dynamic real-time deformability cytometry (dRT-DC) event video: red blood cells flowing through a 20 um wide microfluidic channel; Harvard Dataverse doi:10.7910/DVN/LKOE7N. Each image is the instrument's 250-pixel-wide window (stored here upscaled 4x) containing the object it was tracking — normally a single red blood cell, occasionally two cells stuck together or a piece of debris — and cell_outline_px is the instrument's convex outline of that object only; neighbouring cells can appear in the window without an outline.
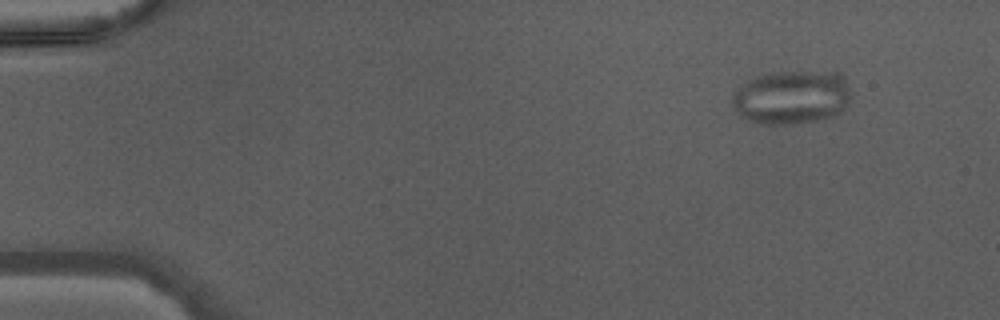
{"species": "Egyptian fruit bat (a non-hibernating species)", "species_latin": "Rousettus aegyptiacus", "temperature_condition": "warm", "stored_images_in_passage": 43, "camera_frame_rate_fps": 3000, "um_per_image_px": 0.085, "animal": {"sex": "male"}, "frame": {"image": 1, "passage_image": 2, "time_ms": 0.333, "image_size_px": [1000, 320], "cell_outline_px": [[852, 96], [848, 104], [844, 108], [832, 116], [816, 120], [792, 124], [756, 124], [740, 116], [732, 104], [732, 92], [748, 80], [760, 72], [812, 72], [836, 76], [844, 84]], "centroid_in_image_um": [67.15, 8.29], "position_along_channel_um": 17.8, "area_um2": 36.7}}
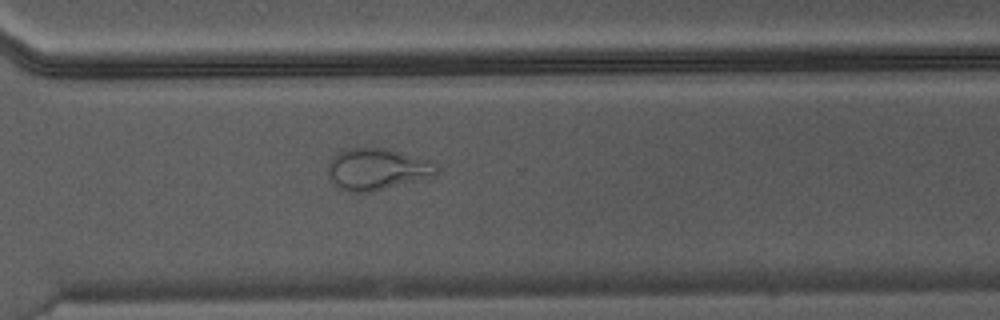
{"frame": {"image": 2, "passage_image": 31, "time_ms": 10.0, "image_size_px": [1000, 320], "cell_outline_px": [[440, 172], [436, 176], [372, 192], [348, 192], [340, 188], [328, 176], [328, 164], [332, 156], [336, 152], [348, 148], [384, 148], [436, 160], [440, 168]], "centroid_in_image_um": [32.13, 14.37], "position_along_channel_um": 338.5, "area_um2": 26.99}}
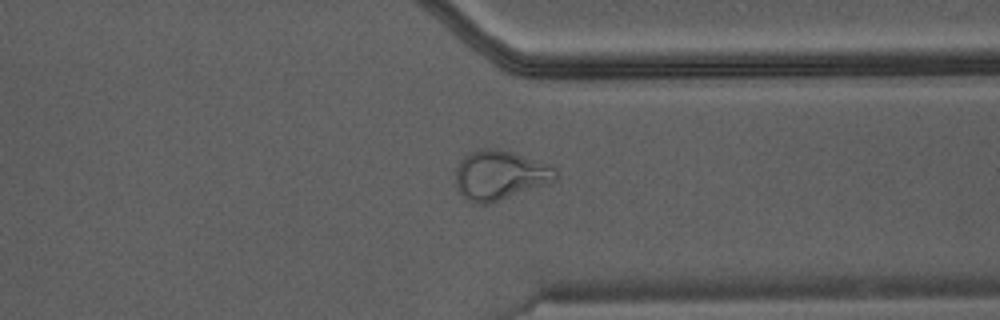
{"frame": {"image": 3, "passage_image": 33, "time_ms": 10.667, "image_size_px": [1000, 320], "cell_outline_px": [[560, 176], [556, 180], [548, 184], [488, 204], [476, 204], [464, 200], [456, 188], [456, 168], [460, 160], [464, 156], [480, 148], [496, 148], [512, 152], [556, 164]], "centroid_in_image_um": [42.55, 14.88], "position_along_channel_um": 368.8, "area_um2": 29.71}}